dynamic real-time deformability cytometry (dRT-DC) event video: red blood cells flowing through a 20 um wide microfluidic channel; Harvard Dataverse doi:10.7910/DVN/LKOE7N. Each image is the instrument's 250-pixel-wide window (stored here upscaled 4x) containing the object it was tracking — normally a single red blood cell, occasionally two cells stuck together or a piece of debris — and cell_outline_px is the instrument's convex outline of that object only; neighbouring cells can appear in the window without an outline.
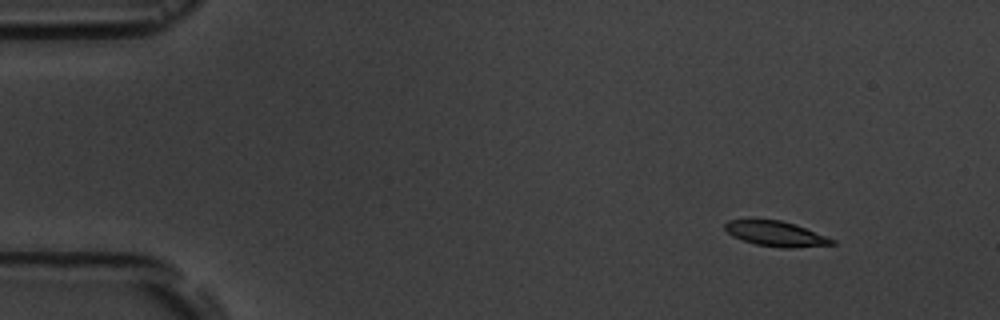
{"species": "common noctule bat (a hibernating species)", "species_latin": "Nyctalus noctula", "temperature_condition": "room temperature", "stored_images_in_passage": 4, "camera_frame_rate_fps": 3000, "um_per_image_px": 0.085, "animal": {"sex": "male", "body_mass_g": 19.5, "forearm_length_mm": 54.6}, "frame": {"image": 1, "passage_image": 2, "time_ms": 1.0, "image_size_px": [1000, 320], "cell_outline_px": [[836, 244], [792, 248], [780, 248], [756, 244], [732, 236], [724, 228], [724, 224], [728, 220], [748, 216], [780, 220], [796, 224], [836, 240]], "centroid_in_image_um": [65.88, 19.81], "position_along_channel_um": 19.1, "area_um2": 16.36}}